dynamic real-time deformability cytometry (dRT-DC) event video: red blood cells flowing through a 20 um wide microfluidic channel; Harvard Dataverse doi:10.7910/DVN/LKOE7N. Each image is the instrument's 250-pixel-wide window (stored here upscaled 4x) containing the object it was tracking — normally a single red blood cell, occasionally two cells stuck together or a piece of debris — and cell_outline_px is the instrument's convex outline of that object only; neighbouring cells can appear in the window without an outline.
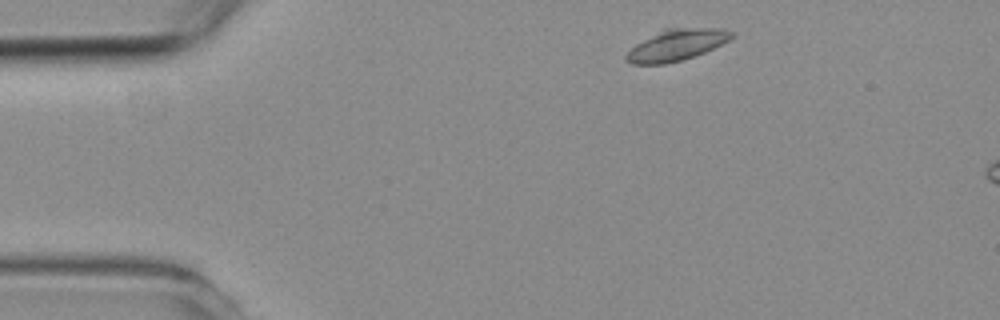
{"species": "common noctule bat (a hibernating species)", "species_latin": "Nyctalus noctula", "temperature_condition": "room temperature", "stored_images_in_passage": 4, "camera_frame_rate_fps": 3000, "um_per_image_px": 0.085, "animal": {"sex": "female", "body_mass_g": 19.3, "forearm_length_mm": 54.1}, "frame": {"image": 1, "passage_image": 1, "time_ms": 0.0, "image_size_px": [1000, 320], "cell_outline_px": [[732, 36], [728, 40], [704, 52], [680, 60], [664, 64], [632, 64], [624, 56], [636, 44], [664, 28], [720, 28], [732, 32]], "centroid_in_image_um": [57.47, 3.81], "position_along_channel_um": 27.5, "area_um2": 18.67}}